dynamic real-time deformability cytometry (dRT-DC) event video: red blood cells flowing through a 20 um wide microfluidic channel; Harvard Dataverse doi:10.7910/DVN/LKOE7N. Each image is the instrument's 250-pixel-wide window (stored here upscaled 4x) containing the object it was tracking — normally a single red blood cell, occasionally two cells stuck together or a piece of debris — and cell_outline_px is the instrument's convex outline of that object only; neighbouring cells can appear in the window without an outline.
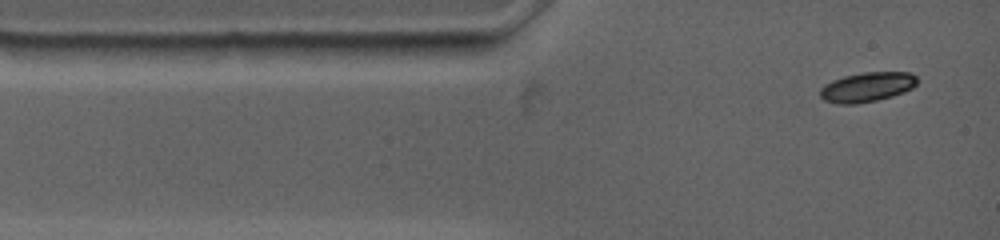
{"species": "common noctule bat (a hibernating species)", "species_latin": "Nyctalus noctula", "temperature_condition": "warm", "stored_images_in_passage": 7, "camera_frame_rate_fps": 4500, "um_per_image_px": 0.085, "animal": {"sex": "female", "body_mass_g": 19.0, "forearm_length_mm": 53.3}, "frame": {"image": 1, "passage_image": 1, "time_ms": 0.0, "image_size_px": [1000, 240], "cell_outline_px": [[916, 84], [912, 88], [904, 92], [892, 96], [876, 100], [856, 104], [840, 104], [824, 100], [820, 96], [820, 88], [824, 84], [832, 80], [844, 76], [864, 72], [912, 72], [916, 76]], "centroid_in_image_um": [73.69, 7.39], "position_along_channel_um": 11.3, "area_um2": 16.76}}
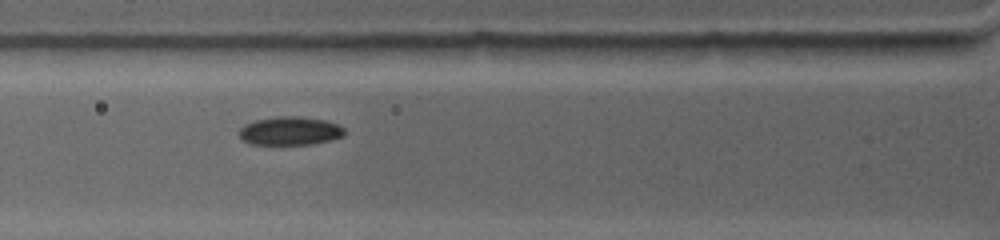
{"frame": {"image": 2, "passage_image": 4, "time_ms": 3.333, "image_size_px": [1000, 240], "cell_outline_px": [[344, 136], [332, 140], [312, 144], [252, 144], [240, 140], [240, 128], [244, 124], [256, 120], [280, 116], [300, 116], [324, 120], [336, 124], [344, 128]], "centroid_in_image_um": [24.65, 11.13], "position_along_channel_um": 101.2, "area_um2": 17.46}}
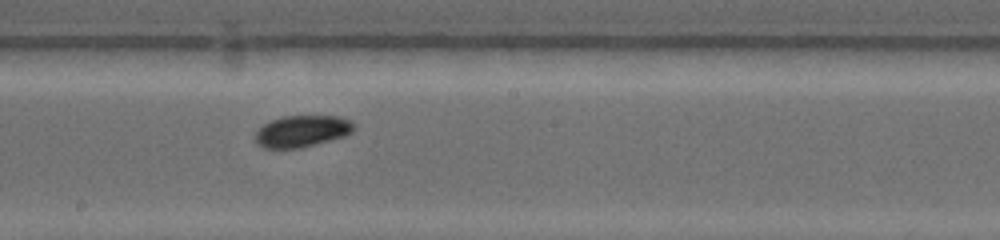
{"frame": {"image": 3, "passage_image": 7, "time_ms": 6.667, "image_size_px": [1000, 240], "cell_outline_px": [[356, 128], [352, 132], [344, 136], [300, 148], [264, 148], [256, 144], [252, 136], [264, 124], [272, 120], [284, 116], [340, 116], [356, 124]], "centroid_in_image_um": [25.65, 11.15], "position_along_channel_um": 222.5, "area_um2": 18.26}}